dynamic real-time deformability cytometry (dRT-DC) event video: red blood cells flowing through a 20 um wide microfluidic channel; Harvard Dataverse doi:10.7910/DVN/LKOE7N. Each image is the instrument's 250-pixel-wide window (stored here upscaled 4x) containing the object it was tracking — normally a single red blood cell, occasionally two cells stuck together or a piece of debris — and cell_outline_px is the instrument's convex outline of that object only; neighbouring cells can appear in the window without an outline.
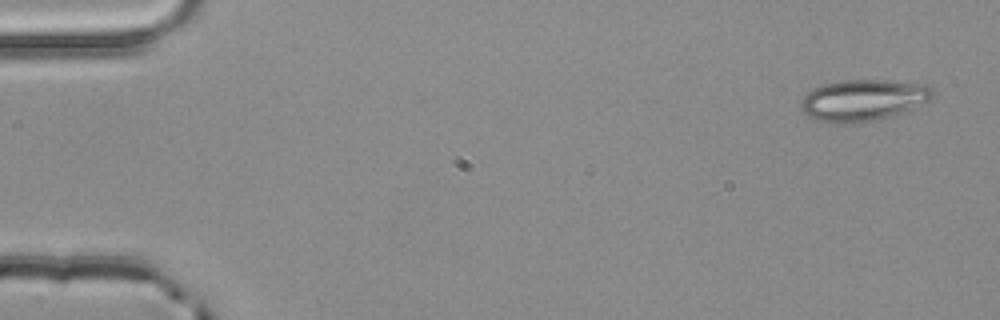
{"species": "common noctule bat (a hibernating species)", "species_latin": "Nyctalus noctula", "temperature_condition": "room temperature", "stored_images_in_passage": 3, "camera_frame_rate_fps": 3000, "um_per_image_px": 0.085, "animal": {"sex": "male", "body_mass_g": 20.4}, "frame": {"image": 1, "passage_image": 1, "time_ms": 0.0, "image_size_px": [1000, 320], "cell_outline_px": [[936, 92], [928, 100], [888, 116], [876, 120], [860, 124], [836, 124], [816, 120], [808, 116], [800, 108], [800, 104], [804, 96], [812, 88], [824, 84], [840, 80], [884, 80], [928, 84]], "centroid_in_image_um": [73.3, 8.51], "position_along_channel_um": 11.7, "area_um2": 31.79}}